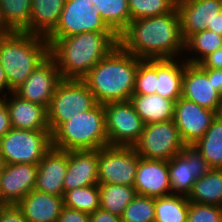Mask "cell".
<instances>
[{
    "mask_svg": "<svg viewBox=\"0 0 222 222\" xmlns=\"http://www.w3.org/2000/svg\"><path fill=\"white\" fill-rule=\"evenodd\" d=\"M195 149L206 160L210 168L222 169V115L211 122L203 137L194 145Z\"/></svg>",
    "mask_w": 222,
    "mask_h": 222,
    "instance_id": "cell-27",
    "label": "cell"
},
{
    "mask_svg": "<svg viewBox=\"0 0 222 222\" xmlns=\"http://www.w3.org/2000/svg\"><path fill=\"white\" fill-rule=\"evenodd\" d=\"M13 31L6 25L0 8V37H3L5 35H8L12 33Z\"/></svg>",
    "mask_w": 222,
    "mask_h": 222,
    "instance_id": "cell-45",
    "label": "cell"
},
{
    "mask_svg": "<svg viewBox=\"0 0 222 222\" xmlns=\"http://www.w3.org/2000/svg\"><path fill=\"white\" fill-rule=\"evenodd\" d=\"M63 80L55 61L49 56L13 92L24 100L49 107L57 86Z\"/></svg>",
    "mask_w": 222,
    "mask_h": 222,
    "instance_id": "cell-13",
    "label": "cell"
},
{
    "mask_svg": "<svg viewBox=\"0 0 222 222\" xmlns=\"http://www.w3.org/2000/svg\"><path fill=\"white\" fill-rule=\"evenodd\" d=\"M140 156L133 146H105L98 150V183L133 186Z\"/></svg>",
    "mask_w": 222,
    "mask_h": 222,
    "instance_id": "cell-9",
    "label": "cell"
},
{
    "mask_svg": "<svg viewBox=\"0 0 222 222\" xmlns=\"http://www.w3.org/2000/svg\"><path fill=\"white\" fill-rule=\"evenodd\" d=\"M98 183V150L68 151V169L64 178L66 191Z\"/></svg>",
    "mask_w": 222,
    "mask_h": 222,
    "instance_id": "cell-20",
    "label": "cell"
},
{
    "mask_svg": "<svg viewBox=\"0 0 222 222\" xmlns=\"http://www.w3.org/2000/svg\"><path fill=\"white\" fill-rule=\"evenodd\" d=\"M100 192V208L122 216L126 206L136 197L137 193L133 186L98 184Z\"/></svg>",
    "mask_w": 222,
    "mask_h": 222,
    "instance_id": "cell-30",
    "label": "cell"
},
{
    "mask_svg": "<svg viewBox=\"0 0 222 222\" xmlns=\"http://www.w3.org/2000/svg\"><path fill=\"white\" fill-rule=\"evenodd\" d=\"M198 64L202 68L222 69V47L209 53Z\"/></svg>",
    "mask_w": 222,
    "mask_h": 222,
    "instance_id": "cell-40",
    "label": "cell"
},
{
    "mask_svg": "<svg viewBox=\"0 0 222 222\" xmlns=\"http://www.w3.org/2000/svg\"><path fill=\"white\" fill-rule=\"evenodd\" d=\"M48 57L46 37L15 31L0 37V65L7 78V93L23 84Z\"/></svg>",
    "mask_w": 222,
    "mask_h": 222,
    "instance_id": "cell-4",
    "label": "cell"
},
{
    "mask_svg": "<svg viewBox=\"0 0 222 222\" xmlns=\"http://www.w3.org/2000/svg\"><path fill=\"white\" fill-rule=\"evenodd\" d=\"M208 77H212V83L214 84V89L217 90L222 95V69H210L203 68Z\"/></svg>",
    "mask_w": 222,
    "mask_h": 222,
    "instance_id": "cell-43",
    "label": "cell"
},
{
    "mask_svg": "<svg viewBox=\"0 0 222 222\" xmlns=\"http://www.w3.org/2000/svg\"><path fill=\"white\" fill-rule=\"evenodd\" d=\"M5 165L6 164H5L4 158L0 152V172L4 169Z\"/></svg>",
    "mask_w": 222,
    "mask_h": 222,
    "instance_id": "cell-47",
    "label": "cell"
},
{
    "mask_svg": "<svg viewBox=\"0 0 222 222\" xmlns=\"http://www.w3.org/2000/svg\"><path fill=\"white\" fill-rule=\"evenodd\" d=\"M134 188L137 195L161 197L170 195L171 185L168 161L139 159L136 169Z\"/></svg>",
    "mask_w": 222,
    "mask_h": 222,
    "instance_id": "cell-18",
    "label": "cell"
},
{
    "mask_svg": "<svg viewBox=\"0 0 222 222\" xmlns=\"http://www.w3.org/2000/svg\"><path fill=\"white\" fill-rule=\"evenodd\" d=\"M10 116L3 96L0 97V139L11 129Z\"/></svg>",
    "mask_w": 222,
    "mask_h": 222,
    "instance_id": "cell-41",
    "label": "cell"
},
{
    "mask_svg": "<svg viewBox=\"0 0 222 222\" xmlns=\"http://www.w3.org/2000/svg\"><path fill=\"white\" fill-rule=\"evenodd\" d=\"M0 181H1V172H0ZM6 203L2 200L1 189H0V206L5 205Z\"/></svg>",
    "mask_w": 222,
    "mask_h": 222,
    "instance_id": "cell-48",
    "label": "cell"
},
{
    "mask_svg": "<svg viewBox=\"0 0 222 222\" xmlns=\"http://www.w3.org/2000/svg\"><path fill=\"white\" fill-rule=\"evenodd\" d=\"M67 169L68 151L51 147L38 163L34 190L63 197Z\"/></svg>",
    "mask_w": 222,
    "mask_h": 222,
    "instance_id": "cell-19",
    "label": "cell"
},
{
    "mask_svg": "<svg viewBox=\"0 0 222 222\" xmlns=\"http://www.w3.org/2000/svg\"><path fill=\"white\" fill-rule=\"evenodd\" d=\"M187 222H222V207L189 202Z\"/></svg>",
    "mask_w": 222,
    "mask_h": 222,
    "instance_id": "cell-37",
    "label": "cell"
},
{
    "mask_svg": "<svg viewBox=\"0 0 222 222\" xmlns=\"http://www.w3.org/2000/svg\"><path fill=\"white\" fill-rule=\"evenodd\" d=\"M51 147L50 130L11 128L0 139V152L5 164H38Z\"/></svg>",
    "mask_w": 222,
    "mask_h": 222,
    "instance_id": "cell-7",
    "label": "cell"
},
{
    "mask_svg": "<svg viewBox=\"0 0 222 222\" xmlns=\"http://www.w3.org/2000/svg\"><path fill=\"white\" fill-rule=\"evenodd\" d=\"M104 110L108 145L134 146L145 124L131 102H109L104 104Z\"/></svg>",
    "mask_w": 222,
    "mask_h": 222,
    "instance_id": "cell-11",
    "label": "cell"
},
{
    "mask_svg": "<svg viewBox=\"0 0 222 222\" xmlns=\"http://www.w3.org/2000/svg\"><path fill=\"white\" fill-rule=\"evenodd\" d=\"M90 222H122L121 217L99 208L89 214Z\"/></svg>",
    "mask_w": 222,
    "mask_h": 222,
    "instance_id": "cell-42",
    "label": "cell"
},
{
    "mask_svg": "<svg viewBox=\"0 0 222 222\" xmlns=\"http://www.w3.org/2000/svg\"><path fill=\"white\" fill-rule=\"evenodd\" d=\"M57 222H90L89 214L63 207Z\"/></svg>",
    "mask_w": 222,
    "mask_h": 222,
    "instance_id": "cell-39",
    "label": "cell"
},
{
    "mask_svg": "<svg viewBox=\"0 0 222 222\" xmlns=\"http://www.w3.org/2000/svg\"><path fill=\"white\" fill-rule=\"evenodd\" d=\"M7 93V78L3 68L0 65V97Z\"/></svg>",
    "mask_w": 222,
    "mask_h": 222,
    "instance_id": "cell-44",
    "label": "cell"
},
{
    "mask_svg": "<svg viewBox=\"0 0 222 222\" xmlns=\"http://www.w3.org/2000/svg\"><path fill=\"white\" fill-rule=\"evenodd\" d=\"M220 47H222V35L204 30L190 36L184 42L183 59L187 63L198 64L205 56Z\"/></svg>",
    "mask_w": 222,
    "mask_h": 222,
    "instance_id": "cell-28",
    "label": "cell"
},
{
    "mask_svg": "<svg viewBox=\"0 0 222 222\" xmlns=\"http://www.w3.org/2000/svg\"><path fill=\"white\" fill-rule=\"evenodd\" d=\"M28 222H57L63 197L32 190L16 204Z\"/></svg>",
    "mask_w": 222,
    "mask_h": 222,
    "instance_id": "cell-22",
    "label": "cell"
},
{
    "mask_svg": "<svg viewBox=\"0 0 222 222\" xmlns=\"http://www.w3.org/2000/svg\"><path fill=\"white\" fill-rule=\"evenodd\" d=\"M66 0H32L29 33L47 37L57 26Z\"/></svg>",
    "mask_w": 222,
    "mask_h": 222,
    "instance_id": "cell-24",
    "label": "cell"
},
{
    "mask_svg": "<svg viewBox=\"0 0 222 222\" xmlns=\"http://www.w3.org/2000/svg\"><path fill=\"white\" fill-rule=\"evenodd\" d=\"M187 198L192 203L222 207V169L211 168L197 179Z\"/></svg>",
    "mask_w": 222,
    "mask_h": 222,
    "instance_id": "cell-26",
    "label": "cell"
},
{
    "mask_svg": "<svg viewBox=\"0 0 222 222\" xmlns=\"http://www.w3.org/2000/svg\"><path fill=\"white\" fill-rule=\"evenodd\" d=\"M52 147L71 150H99L108 146L104 105L97 103L87 112H77L52 133Z\"/></svg>",
    "mask_w": 222,
    "mask_h": 222,
    "instance_id": "cell-5",
    "label": "cell"
},
{
    "mask_svg": "<svg viewBox=\"0 0 222 222\" xmlns=\"http://www.w3.org/2000/svg\"><path fill=\"white\" fill-rule=\"evenodd\" d=\"M122 222H155V198L136 195L126 206Z\"/></svg>",
    "mask_w": 222,
    "mask_h": 222,
    "instance_id": "cell-35",
    "label": "cell"
},
{
    "mask_svg": "<svg viewBox=\"0 0 222 222\" xmlns=\"http://www.w3.org/2000/svg\"><path fill=\"white\" fill-rule=\"evenodd\" d=\"M139 58L117 45L82 79L99 104L127 101L133 94Z\"/></svg>",
    "mask_w": 222,
    "mask_h": 222,
    "instance_id": "cell-3",
    "label": "cell"
},
{
    "mask_svg": "<svg viewBox=\"0 0 222 222\" xmlns=\"http://www.w3.org/2000/svg\"><path fill=\"white\" fill-rule=\"evenodd\" d=\"M83 32H113L91 0H66L59 22L46 38H65Z\"/></svg>",
    "mask_w": 222,
    "mask_h": 222,
    "instance_id": "cell-10",
    "label": "cell"
},
{
    "mask_svg": "<svg viewBox=\"0 0 222 222\" xmlns=\"http://www.w3.org/2000/svg\"><path fill=\"white\" fill-rule=\"evenodd\" d=\"M32 0H0V8L6 25L15 32L29 33Z\"/></svg>",
    "mask_w": 222,
    "mask_h": 222,
    "instance_id": "cell-32",
    "label": "cell"
},
{
    "mask_svg": "<svg viewBox=\"0 0 222 222\" xmlns=\"http://www.w3.org/2000/svg\"><path fill=\"white\" fill-rule=\"evenodd\" d=\"M64 206L88 214L100 208V192L98 184L75 188L63 195Z\"/></svg>",
    "mask_w": 222,
    "mask_h": 222,
    "instance_id": "cell-33",
    "label": "cell"
},
{
    "mask_svg": "<svg viewBox=\"0 0 222 222\" xmlns=\"http://www.w3.org/2000/svg\"><path fill=\"white\" fill-rule=\"evenodd\" d=\"M188 212L186 196L170 194L155 198V222H187Z\"/></svg>",
    "mask_w": 222,
    "mask_h": 222,
    "instance_id": "cell-31",
    "label": "cell"
},
{
    "mask_svg": "<svg viewBox=\"0 0 222 222\" xmlns=\"http://www.w3.org/2000/svg\"><path fill=\"white\" fill-rule=\"evenodd\" d=\"M130 21L173 12L177 0H128Z\"/></svg>",
    "mask_w": 222,
    "mask_h": 222,
    "instance_id": "cell-34",
    "label": "cell"
},
{
    "mask_svg": "<svg viewBox=\"0 0 222 222\" xmlns=\"http://www.w3.org/2000/svg\"><path fill=\"white\" fill-rule=\"evenodd\" d=\"M186 146L174 120L145 124L133 148L141 158L169 161Z\"/></svg>",
    "mask_w": 222,
    "mask_h": 222,
    "instance_id": "cell-8",
    "label": "cell"
},
{
    "mask_svg": "<svg viewBox=\"0 0 222 222\" xmlns=\"http://www.w3.org/2000/svg\"><path fill=\"white\" fill-rule=\"evenodd\" d=\"M129 101L144 124L173 120V100L163 98L158 94H132Z\"/></svg>",
    "mask_w": 222,
    "mask_h": 222,
    "instance_id": "cell-25",
    "label": "cell"
},
{
    "mask_svg": "<svg viewBox=\"0 0 222 222\" xmlns=\"http://www.w3.org/2000/svg\"><path fill=\"white\" fill-rule=\"evenodd\" d=\"M0 222H28L16 204L0 206Z\"/></svg>",
    "mask_w": 222,
    "mask_h": 222,
    "instance_id": "cell-38",
    "label": "cell"
},
{
    "mask_svg": "<svg viewBox=\"0 0 222 222\" xmlns=\"http://www.w3.org/2000/svg\"><path fill=\"white\" fill-rule=\"evenodd\" d=\"M49 56L63 79L82 80L117 45L114 32H83L65 38H46Z\"/></svg>",
    "mask_w": 222,
    "mask_h": 222,
    "instance_id": "cell-2",
    "label": "cell"
},
{
    "mask_svg": "<svg viewBox=\"0 0 222 222\" xmlns=\"http://www.w3.org/2000/svg\"><path fill=\"white\" fill-rule=\"evenodd\" d=\"M157 60L139 59L133 94H156Z\"/></svg>",
    "mask_w": 222,
    "mask_h": 222,
    "instance_id": "cell-36",
    "label": "cell"
},
{
    "mask_svg": "<svg viewBox=\"0 0 222 222\" xmlns=\"http://www.w3.org/2000/svg\"><path fill=\"white\" fill-rule=\"evenodd\" d=\"M38 164H6L1 171V197L6 204H17L35 188Z\"/></svg>",
    "mask_w": 222,
    "mask_h": 222,
    "instance_id": "cell-17",
    "label": "cell"
},
{
    "mask_svg": "<svg viewBox=\"0 0 222 222\" xmlns=\"http://www.w3.org/2000/svg\"><path fill=\"white\" fill-rule=\"evenodd\" d=\"M96 104L93 93L83 80L63 79L47 108L50 132L52 133L61 123L70 120L77 112H87Z\"/></svg>",
    "mask_w": 222,
    "mask_h": 222,
    "instance_id": "cell-6",
    "label": "cell"
},
{
    "mask_svg": "<svg viewBox=\"0 0 222 222\" xmlns=\"http://www.w3.org/2000/svg\"><path fill=\"white\" fill-rule=\"evenodd\" d=\"M184 69L183 57L157 60L156 94L174 102L182 97Z\"/></svg>",
    "mask_w": 222,
    "mask_h": 222,
    "instance_id": "cell-23",
    "label": "cell"
},
{
    "mask_svg": "<svg viewBox=\"0 0 222 222\" xmlns=\"http://www.w3.org/2000/svg\"><path fill=\"white\" fill-rule=\"evenodd\" d=\"M217 113L180 97L174 105V123L186 145H194L203 137Z\"/></svg>",
    "mask_w": 222,
    "mask_h": 222,
    "instance_id": "cell-14",
    "label": "cell"
},
{
    "mask_svg": "<svg viewBox=\"0 0 222 222\" xmlns=\"http://www.w3.org/2000/svg\"><path fill=\"white\" fill-rule=\"evenodd\" d=\"M182 97L213 110L217 114L221 113L222 95L214 89L212 77H208L206 71L199 64L185 61Z\"/></svg>",
    "mask_w": 222,
    "mask_h": 222,
    "instance_id": "cell-16",
    "label": "cell"
},
{
    "mask_svg": "<svg viewBox=\"0 0 222 222\" xmlns=\"http://www.w3.org/2000/svg\"><path fill=\"white\" fill-rule=\"evenodd\" d=\"M3 97L6 101L12 128L50 130L47 109L44 106L24 100L14 92H8Z\"/></svg>",
    "mask_w": 222,
    "mask_h": 222,
    "instance_id": "cell-21",
    "label": "cell"
},
{
    "mask_svg": "<svg viewBox=\"0 0 222 222\" xmlns=\"http://www.w3.org/2000/svg\"><path fill=\"white\" fill-rule=\"evenodd\" d=\"M118 45L139 59H177L184 55L177 8L170 13L135 19L118 35Z\"/></svg>",
    "mask_w": 222,
    "mask_h": 222,
    "instance_id": "cell-1",
    "label": "cell"
},
{
    "mask_svg": "<svg viewBox=\"0 0 222 222\" xmlns=\"http://www.w3.org/2000/svg\"><path fill=\"white\" fill-rule=\"evenodd\" d=\"M214 32L219 35H222V11L217 14V17L214 21Z\"/></svg>",
    "mask_w": 222,
    "mask_h": 222,
    "instance_id": "cell-46",
    "label": "cell"
},
{
    "mask_svg": "<svg viewBox=\"0 0 222 222\" xmlns=\"http://www.w3.org/2000/svg\"><path fill=\"white\" fill-rule=\"evenodd\" d=\"M210 169L195 147L186 145L181 153L168 161L171 193L188 197L195 181Z\"/></svg>",
    "mask_w": 222,
    "mask_h": 222,
    "instance_id": "cell-12",
    "label": "cell"
},
{
    "mask_svg": "<svg viewBox=\"0 0 222 222\" xmlns=\"http://www.w3.org/2000/svg\"><path fill=\"white\" fill-rule=\"evenodd\" d=\"M177 10L185 42L198 32H214V21L222 11V0H177Z\"/></svg>",
    "mask_w": 222,
    "mask_h": 222,
    "instance_id": "cell-15",
    "label": "cell"
},
{
    "mask_svg": "<svg viewBox=\"0 0 222 222\" xmlns=\"http://www.w3.org/2000/svg\"><path fill=\"white\" fill-rule=\"evenodd\" d=\"M102 20L118 36L130 22L128 0H91Z\"/></svg>",
    "mask_w": 222,
    "mask_h": 222,
    "instance_id": "cell-29",
    "label": "cell"
}]
</instances>
